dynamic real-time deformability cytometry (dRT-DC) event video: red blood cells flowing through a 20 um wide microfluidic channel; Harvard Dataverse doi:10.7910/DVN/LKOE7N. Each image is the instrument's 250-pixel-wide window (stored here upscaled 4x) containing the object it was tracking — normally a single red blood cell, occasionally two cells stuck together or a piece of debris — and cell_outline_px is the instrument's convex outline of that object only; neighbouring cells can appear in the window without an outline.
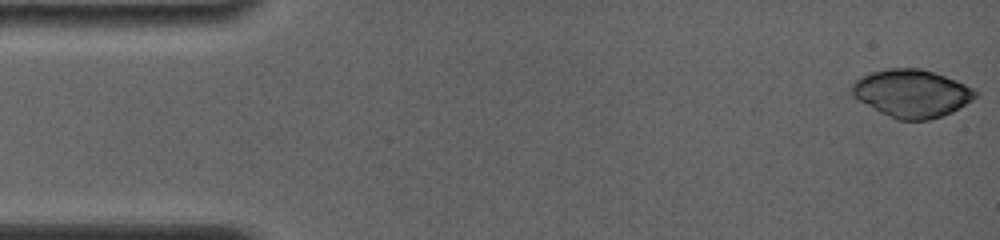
{"species": "common noctule bat (a hibernating species)", "species_latin": "Nyctalus noctula", "temperature_condition": "room temperature", "stored_images_in_passage": 9, "camera_frame_rate_fps": 4000, "um_per_image_px": 0.085, "animal": {"sex": "female", "body_mass_g": 19.0, "forearm_length_mm": 56.7}, "frame": {"image": 1, "passage_image": 1, "time_ms": 0.0, "image_size_px": [1000, 240], "cell_outline_px": [[980, 92], [972, 100], [952, 112], [928, 120], [896, 120], [880, 112], [852, 96], [852, 84], [860, 76], [872, 72], [892, 68], [920, 68], [956, 80]], "centroid_in_image_um": [77.5, 7.94], "position_along_channel_um": 7.5, "area_um2": 34.1}}